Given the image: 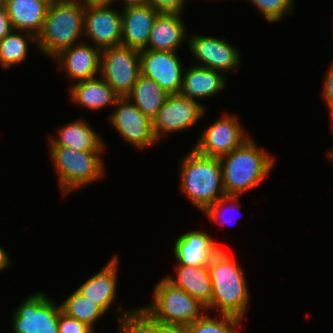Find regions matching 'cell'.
I'll return each instance as SVG.
<instances>
[{
    "label": "cell",
    "instance_id": "obj_1",
    "mask_svg": "<svg viewBox=\"0 0 333 333\" xmlns=\"http://www.w3.org/2000/svg\"><path fill=\"white\" fill-rule=\"evenodd\" d=\"M212 297L207 312L217 310L244 319L249 304V290L244 270L231 256L221 249L208 265Z\"/></svg>",
    "mask_w": 333,
    "mask_h": 333
},
{
    "label": "cell",
    "instance_id": "obj_2",
    "mask_svg": "<svg viewBox=\"0 0 333 333\" xmlns=\"http://www.w3.org/2000/svg\"><path fill=\"white\" fill-rule=\"evenodd\" d=\"M252 139L219 157L226 195L242 196L263 182L273 169L275 158Z\"/></svg>",
    "mask_w": 333,
    "mask_h": 333
},
{
    "label": "cell",
    "instance_id": "obj_3",
    "mask_svg": "<svg viewBox=\"0 0 333 333\" xmlns=\"http://www.w3.org/2000/svg\"><path fill=\"white\" fill-rule=\"evenodd\" d=\"M180 162V191L197 210L204 212L226 195L218 157L202 155L193 148Z\"/></svg>",
    "mask_w": 333,
    "mask_h": 333
},
{
    "label": "cell",
    "instance_id": "obj_4",
    "mask_svg": "<svg viewBox=\"0 0 333 333\" xmlns=\"http://www.w3.org/2000/svg\"><path fill=\"white\" fill-rule=\"evenodd\" d=\"M84 8L82 0H62L48 6L42 32L37 36L41 54L53 59L62 50L86 40L82 39Z\"/></svg>",
    "mask_w": 333,
    "mask_h": 333
},
{
    "label": "cell",
    "instance_id": "obj_5",
    "mask_svg": "<svg viewBox=\"0 0 333 333\" xmlns=\"http://www.w3.org/2000/svg\"><path fill=\"white\" fill-rule=\"evenodd\" d=\"M49 151L62 196L106 175L101 158L104 151H79L64 146H50Z\"/></svg>",
    "mask_w": 333,
    "mask_h": 333
},
{
    "label": "cell",
    "instance_id": "obj_6",
    "mask_svg": "<svg viewBox=\"0 0 333 333\" xmlns=\"http://www.w3.org/2000/svg\"><path fill=\"white\" fill-rule=\"evenodd\" d=\"M153 290L152 302L143 308L159 322L188 326L208 313L205 305L166 277L156 283Z\"/></svg>",
    "mask_w": 333,
    "mask_h": 333
},
{
    "label": "cell",
    "instance_id": "obj_7",
    "mask_svg": "<svg viewBox=\"0 0 333 333\" xmlns=\"http://www.w3.org/2000/svg\"><path fill=\"white\" fill-rule=\"evenodd\" d=\"M140 74V51L123 45L101 50L99 75L119 97L131 92Z\"/></svg>",
    "mask_w": 333,
    "mask_h": 333
},
{
    "label": "cell",
    "instance_id": "obj_8",
    "mask_svg": "<svg viewBox=\"0 0 333 333\" xmlns=\"http://www.w3.org/2000/svg\"><path fill=\"white\" fill-rule=\"evenodd\" d=\"M52 298L43 292L27 296L16 308L12 317L14 333H59L58 320L62 312Z\"/></svg>",
    "mask_w": 333,
    "mask_h": 333
},
{
    "label": "cell",
    "instance_id": "obj_9",
    "mask_svg": "<svg viewBox=\"0 0 333 333\" xmlns=\"http://www.w3.org/2000/svg\"><path fill=\"white\" fill-rule=\"evenodd\" d=\"M113 108L109 122L125 142L137 150H145L158 141L153 131V120L127 97H119Z\"/></svg>",
    "mask_w": 333,
    "mask_h": 333
},
{
    "label": "cell",
    "instance_id": "obj_10",
    "mask_svg": "<svg viewBox=\"0 0 333 333\" xmlns=\"http://www.w3.org/2000/svg\"><path fill=\"white\" fill-rule=\"evenodd\" d=\"M228 114L224 113L201 132L196 146L193 147L200 154L219 158L240 147L250 138L237 116Z\"/></svg>",
    "mask_w": 333,
    "mask_h": 333
},
{
    "label": "cell",
    "instance_id": "obj_11",
    "mask_svg": "<svg viewBox=\"0 0 333 333\" xmlns=\"http://www.w3.org/2000/svg\"><path fill=\"white\" fill-rule=\"evenodd\" d=\"M205 106L183 95L170 94L153 119V131L159 141L162 136L188 130L204 115Z\"/></svg>",
    "mask_w": 333,
    "mask_h": 333
},
{
    "label": "cell",
    "instance_id": "obj_12",
    "mask_svg": "<svg viewBox=\"0 0 333 333\" xmlns=\"http://www.w3.org/2000/svg\"><path fill=\"white\" fill-rule=\"evenodd\" d=\"M187 41L193 58L198 60L194 65L208 67L226 74L237 70L240 66L242 61L240 51L226 38L190 34Z\"/></svg>",
    "mask_w": 333,
    "mask_h": 333
},
{
    "label": "cell",
    "instance_id": "obj_13",
    "mask_svg": "<svg viewBox=\"0 0 333 333\" xmlns=\"http://www.w3.org/2000/svg\"><path fill=\"white\" fill-rule=\"evenodd\" d=\"M84 37L89 38L92 45L100 50L121 45V11L113 8V5L85 4Z\"/></svg>",
    "mask_w": 333,
    "mask_h": 333
},
{
    "label": "cell",
    "instance_id": "obj_14",
    "mask_svg": "<svg viewBox=\"0 0 333 333\" xmlns=\"http://www.w3.org/2000/svg\"><path fill=\"white\" fill-rule=\"evenodd\" d=\"M140 69L169 95L180 93L185 69L177 52L141 50Z\"/></svg>",
    "mask_w": 333,
    "mask_h": 333
},
{
    "label": "cell",
    "instance_id": "obj_15",
    "mask_svg": "<svg viewBox=\"0 0 333 333\" xmlns=\"http://www.w3.org/2000/svg\"><path fill=\"white\" fill-rule=\"evenodd\" d=\"M100 59L101 50L82 41L62 50L52 60L75 83L97 77L100 74Z\"/></svg>",
    "mask_w": 333,
    "mask_h": 333
},
{
    "label": "cell",
    "instance_id": "obj_16",
    "mask_svg": "<svg viewBox=\"0 0 333 333\" xmlns=\"http://www.w3.org/2000/svg\"><path fill=\"white\" fill-rule=\"evenodd\" d=\"M176 265L208 266L222 249L206 231H189L179 236L173 246Z\"/></svg>",
    "mask_w": 333,
    "mask_h": 333
},
{
    "label": "cell",
    "instance_id": "obj_17",
    "mask_svg": "<svg viewBox=\"0 0 333 333\" xmlns=\"http://www.w3.org/2000/svg\"><path fill=\"white\" fill-rule=\"evenodd\" d=\"M121 10V45L138 51L146 49L150 31L160 12L148 4L126 6Z\"/></svg>",
    "mask_w": 333,
    "mask_h": 333
},
{
    "label": "cell",
    "instance_id": "obj_18",
    "mask_svg": "<svg viewBox=\"0 0 333 333\" xmlns=\"http://www.w3.org/2000/svg\"><path fill=\"white\" fill-rule=\"evenodd\" d=\"M119 261L118 256L115 255L100 271L76 289L105 313L113 309V303L116 300Z\"/></svg>",
    "mask_w": 333,
    "mask_h": 333
},
{
    "label": "cell",
    "instance_id": "obj_19",
    "mask_svg": "<svg viewBox=\"0 0 333 333\" xmlns=\"http://www.w3.org/2000/svg\"><path fill=\"white\" fill-rule=\"evenodd\" d=\"M181 15L182 13L160 12L150 31L146 49L177 52L179 46L189 36Z\"/></svg>",
    "mask_w": 333,
    "mask_h": 333
},
{
    "label": "cell",
    "instance_id": "obj_20",
    "mask_svg": "<svg viewBox=\"0 0 333 333\" xmlns=\"http://www.w3.org/2000/svg\"><path fill=\"white\" fill-rule=\"evenodd\" d=\"M183 75L180 94L193 100L210 98L224 90L226 77L224 73L197 65H190Z\"/></svg>",
    "mask_w": 333,
    "mask_h": 333
},
{
    "label": "cell",
    "instance_id": "obj_21",
    "mask_svg": "<svg viewBox=\"0 0 333 333\" xmlns=\"http://www.w3.org/2000/svg\"><path fill=\"white\" fill-rule=\"evenodd\" d=\"M70 100L82 108L93 112L104 107L114 106L119 96L99 75L95 78L71 84Z\"/></svg>",
    "mask_w": 333,
    "mask_h": 333
},
{
    "label": "cell",
    "instance_id": "obj_22",
    "mask_svg": "<svg viewBox=\"0 0 333 333\" xmlns=\"http://www.w3.org/2000/svg\"><path fill=\"white\" fill-rule=\"evenodd\" d=\"M56 136L49 137V146L71 147L79 151H104L106 148L100 134L83 119L63 125Z\"/></svg>",
    "mask_w": 333,
    "mask_h": 333
},
{
    "label": "cell",
    "instance_id": "obj_23",
    "mask_svg": "<svg viewBox=\"0 0 333 333\" xmlns=\"http://www.w3.org/2000/svg\"><path fill=\"white\" fill-rule=\"evenodd\" d=\"M4 3L13 30L30 32L36 37L42 32L49 6L44 0H6Z\"/></svg>",
    "mask_w": 333,
    "mask_h": 333
},
{
    "label": "cell",
    "instance_id": "obj_24",
    "mask_svg": "<svg viewBox=\"0 0 333 333\" xmlns=\"http://www.w3.org/2000/svg\"><path fill=\"white\" fill-rule=\"evenodd\" d=\"M176 276H165L174 286L208 307L211 304L212 283L208 266L175 265Z\"/></svg>",
    "mask_w": 333,
    "mask_h": 333
},
{
    "label": "cell",
    "instance_id": "obj_25",
    "mask_svg": "<svg viewBox=\"0 0 333 333\" xmlns=\"http://www.w3.org/2000/svg\"><path fill=\"white\" fill-rule=\"evenodd\" d=\"M168 96L156 81L140 74L126 97L153 120Z\"/></svg>",
    "mask_w": 333,
    "mask_h": 333
},
{
    "label": "cell",
    "instance_id": "obj_26",
    "mask_svg": "<svg viewBox=\"0 0 333 333\" xmlns=\"http://www.w3.org/2000/svg\"><path fill=\"white\" fill-rule=\"evenodd\" d=\"M29 41L37 47V37L34 34L16 30L0 40V66L9 68L26 61Z\"/></svg>",
    "mask_w": 333,
    "mask_h": 333
},
{
    "label": "cell",
    "instance_id": "obj_27",
    "mask_svg": "<svg viewBox=\"0 0 333 333\" xmlns=\"http://www.w3.org/2000/svg\"><path fill=\"white\" fill-rule=\"evenodd\" d=\"M62 312L94 330L97 320L106 314L98 305L75 290L60 303Z\"/></svg>",
    "mask_w": 333,
    "mask_h": 333
},
{
    "label": "cell",
    "instance_id": "obj_28",
    "mask_svg": "<svg viewBox=\"0 0 333 333\" xmlns=\"http://www.w3.org/2000/svg\"><path fill=\"white\" fill-rule=\"evenodd\" d=\"M219 317H210L205 314L198 320L193 321L187 326L189 333H238V329L244 319L218 314ZM219 318V319H218ZM239 326V327H238Z\"/></svg>",
    "mask_w": 333,
    "mask_h": 333
},
{
    "label": "cell",
    "instance_id": "obj_29",
    "mask_svg": "<svg viewBox=\"0 0 333 333\" xmlns=\"http://www.w3.org/2000/svg\"><path fill=\"white\" fill-rule=\"evenodd\" d=\"M146 333H189L187 326L157 321L143 306L137 307L131 317Z\"/></svg>",
    "mask_w": 333,
    "mask_h": 333
},
{
    "label": "cell",
    "instance_id": "obj_30",
    "mask_svg": "<svg viewBox=\"0 0 333 333\" xmlns=\"http://www.w3.org/2000/svg\"><path fill=\"white\" fill-rule=\"evenodd\" d=\"M255 6L268 22H279L287 14H293L294 0H246Z\"/></svg>",
    "mask_w": 333,
    "mask_h": 333
},
{
    "label": "cell",
    "instance_id": "obj_31",
    "mask_svg": "<svg viewBox=\"0 0 333 333\" xmlns=\"http://www.w3.org/2000/svg\"><path fill=\"white\" fill-rule=\"evenodd\" d=\"M239 197L240 196H234V195H225L222 198L218 199L215 203H213L210 207H208L203 214L207 216L208 220L219 222L221 225L225 223H229L231 219H225L223 217L224 213L223 211H227V209H236L239 206H237L239 203ZM231 204V206H228ZM237 204V205H236ZM227 208H226V207ZM223 210V211H222ZM233 211V210H232ZM223 217V218H222ZM225 219V220H224Z\"/></svg>",
    "mask_w": 333,
    "mask_h": 333
},
{
    "label": "cell",
    "instance_id": "obj_32",
    "mask_svg": "<svg viewBox=\"0 0 333 333\" xmlns=\"http://www.w3.org/2000/svg\"><path fill=\"white\" fill-rule=\"evenodd\" d=\"M120 315L117 318L119 325V333H146L131 317L134 313L135 308L124 309V307L119 306L116 308ZM120 311V312H119Z\"/></svg>",
    "mask_w": 333,
    "mask_h": 333
},
{
    "label": "cell",
    "instance_id": "obj_33",
    "mask_svg": "<svg viewBox=\"0 0 333 333\" xmlns=\"http://www.w3.org/2000/svg\"><path fill=\"white\" fill-rule=\"evenodd\" d=\"M59 333H93L94 330L75 318L61 312L58 320Z\"/></svg>",
    "mask_w": 333,
    "mask_h": 333
},
{
    "label": "cell",
    "instance_id": "obj_34",
    "mask_svg": "<svg viewBox=\"0 0 333 333\" xmlns=\"http://www.w3.org/2000/svg\"><path fill=\"white\" fill-rule=\"evenodd\" d=\"M326 75L323 81L322 98L327 103V108L329 110L331 125L333 128V61H331L330 66H328Z\"/></svg>",
    "mask_w": 333,
    "mask_h": 333
},
{
    "label": "cell",
    "instance_id": "obj_35",
    "mask_svg": "<svg viewBox=\"0 0 333 333\" xmlns=\"http://www.w3.org/2000/svg\"><path fill=\"white\" fill-rule=\"evenodd\" d=\"M187 0H147V4L155 8L158 12L182 13Z\"/></svg>",
    "mask_w": 333,
    "mask_h": 333
},
{
    "label": "cell",
    "instance_id": "obj_36",
    "mask_svg": "<svg viewBox=\"0 0 333 333\" xmlns=\"http://www.w3.org/2000/svg\"><path fill=\"white\" fill-rule=\"evenodd\" d=\"M12 31L13 27L7 13L6 5L4 2H0V40L9 35Z\"/></svg>",
    "mask_w": 333,
    "mask_h": 333
},
{
    "label": "cell",
    "instance_id": "obj_37",
    "mask_svg": "<svg viewBox=\"0 0 333 333\" xmlns=\"http://www.w3.org/2000/svg\"><path fill=\"white\" fill-rule=\"evenodd\" d=\"M11 257H9L8 253L0 246V272L6 268L10 267Z\"/></svg>",
    "mask_w": 333,
    "mask_h": 333
},
{
    "label": "cell",
    "instance_id": "obj_38",
    "mask_svg": "<svg viewBox=\"0 0 333 333\" xmlns=\"http://www.w3.org/2000/svg\"><path fill=\"white\" fill-rule=\"evenodd\" d=\"M85 4L92 5H113L116 0H82Z\"/></svg>",
    "mask_w": 333,
    "mask_h": 333
},
{
    "label": "cell",
    "instance_id": "obj_39",
    "mask_svg": "<svg viewBox=\"0 0 333 333\" xmlns=\"http://www.w3.org/2000/svg\"><path fill=\"white\" fill-rule=\"evenodd\" d=\"M116 1L120 2V0H116ZM121 1H122L123 7L131 6V5L147 4V0H121Z\"/></svg>",
    "mask_w": 333,
    "mask_h": 333
},
{
    "label": "cell",
    "instance_id": "obj_40",
    "mask_svg": "<svg viewBox=\"0 0 333 333\" xmlns=\"http://www.w3.org/2000/svg\"><path fill=\"white\" fill-rule=\"evenodd\" d=\"M327 157L330 158V160L333 162V148L331 147V149H329V151L327 150Z\"/></svg>",
    "mask_w": 333,
    "mask_h": 333
},
{
    "label": "cell",
    "instance_id": "obj_41",
    "mask_svg": "<svg viewBox=\"0 0 333 333\" xmlns=\"http://www.w3.org/2000/svg\"><path fill=\"white\" fill-rule=\"evenodd\" d=\"M47 4H49V5H52V4H55V3H58V2H60V1H62V0H44Z\"/></svg>",
    "mask_w": 333,
    "mask_h": 333
}]
</instances>
